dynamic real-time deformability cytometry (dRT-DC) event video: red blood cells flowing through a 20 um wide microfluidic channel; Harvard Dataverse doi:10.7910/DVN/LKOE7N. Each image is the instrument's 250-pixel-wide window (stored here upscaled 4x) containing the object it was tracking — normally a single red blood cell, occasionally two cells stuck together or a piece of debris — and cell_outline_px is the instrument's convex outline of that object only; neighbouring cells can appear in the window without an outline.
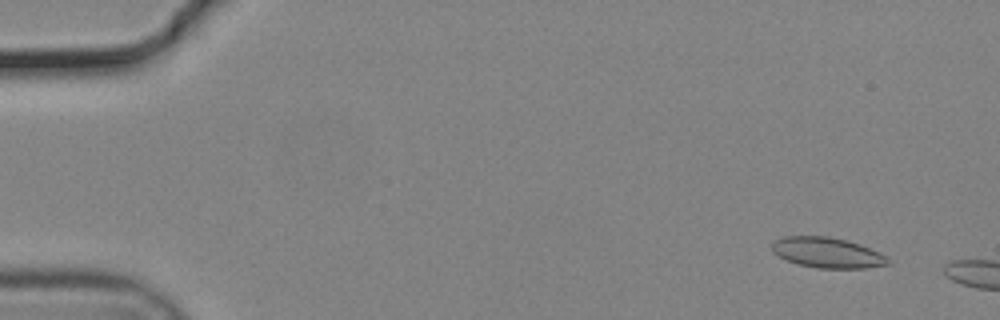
{"species": "common noctule bat (a hibernating species)", "species_latin": "Nyctalus noctula", "temperature_condition": "cold", "stored_images_in_passage": 15, "camera_frame_rate_fps": 3000, "um_per_image_px": 0.085, "animal": {"sex": "male", "body_mass_g": 19.2, "forearm_length_mm": 51.8}, "frame": {"image": 1, "passage_image": 5, "time_ms": 1.333, "image_size_px": [1000, 320], "cell_outline_px": [[892, 264], [868, 268], [816, 268], [800, 264], [788, 260], [772, 252], [772, 244], [776, 240], [784, 236], [828, 236], [848, 240], [860, 244], [880, 252], [892, 260]], "centroid_in_image_um": [70.4, 21.47], "position_along_channel_um": 14.6, "area_um2": 20.69}}